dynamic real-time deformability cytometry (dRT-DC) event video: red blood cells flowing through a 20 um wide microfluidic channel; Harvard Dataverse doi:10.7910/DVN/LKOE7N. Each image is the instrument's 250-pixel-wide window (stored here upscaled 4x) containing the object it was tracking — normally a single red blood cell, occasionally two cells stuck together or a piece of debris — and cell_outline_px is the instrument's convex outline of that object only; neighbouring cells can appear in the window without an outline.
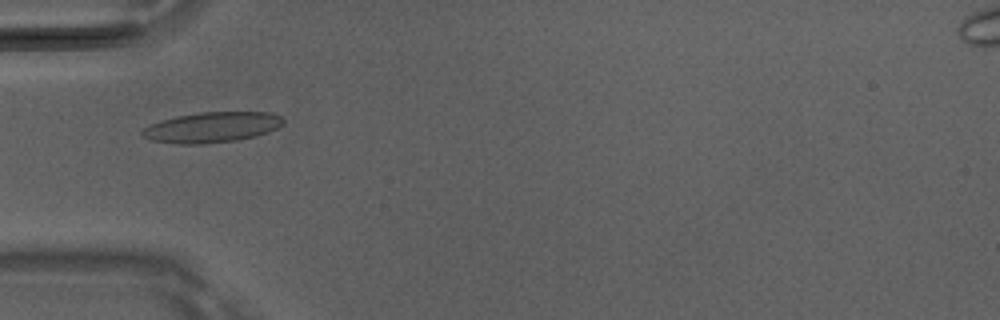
{"species": "Egyptian fruit bat (a non-hibernating species)", "species_latin": "Rousettus aegyptiacus", "temperature_condition": "room temperature", "stored_images_in_passage": 38, "camera_frame_rate_fps": 3000, "um_per_image_px": 0.085, "animal": {"sex": "male"}, "frame": {"image": 1, "passage_image": 5, "time_ms": 1.333, "image_size_px": [1000, 320], "cell_outline_px": [[284, 124], [268, 132], [256, 136], [236, 140], [204, 144], [176, 144], [152, 140], [144, 136], [140, 132], [148, 124], [176, 116], [200, 112], [268, 112], [280, 116], [284, 120]], "centroid_in_image_um": [18.0, 10.82], "position_along_channel_um": 67.0, "area_um2": 25.03}}
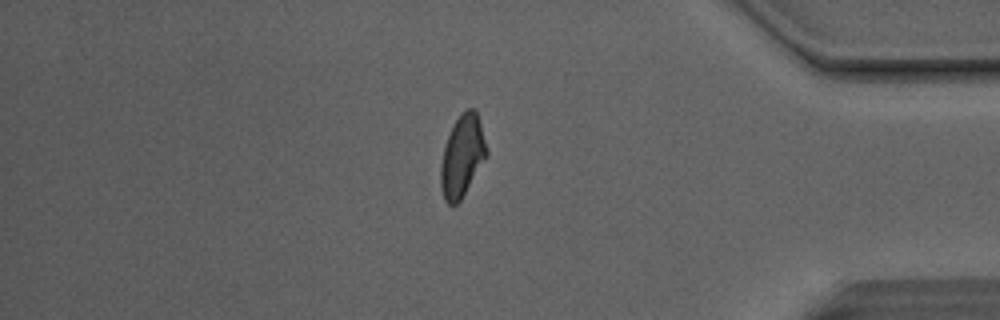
{"frame": {"image": 2, "passage_image": 31, "time_ms": 10.0, "image_size_px": [1000, 320], "cell_outline_px": [[488, 156], [460, 200], [456, 204], [448, 204], [444, 200], [440, 188], [440, 164], [444, 148], [448, 136], [460, 112], [468, 108], [472, 108], [476, 112], [480, 124], [488, 152]], "centroid_in_image_um": [39.28, 13.29], "position_along_channel_um": 395.9, "area_um2": 21.68}}
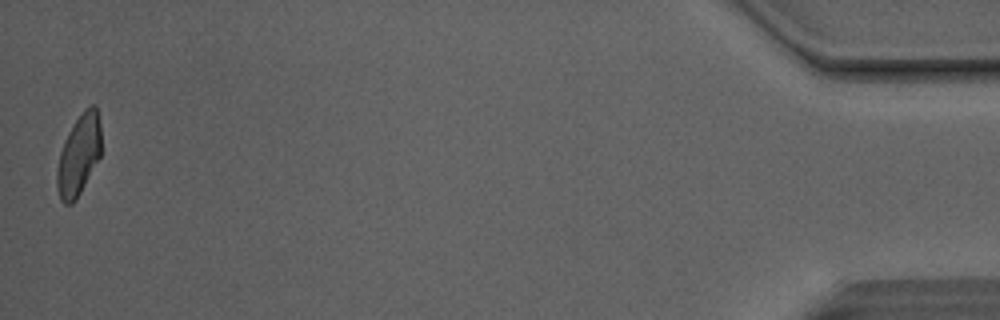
{"frame": {"image": 3, "passage_image": 38, "time_ms": 12.333, "image_size_px": [1000, 320], "cell_outline_px": [[100, 156], [76, 200], [72, 204], [64, 204], [60, 200], [56, 188], [56, 172], [60, 152], [64, 140], [68, 132], [84, 108], [92, 104], [96, 104], [100, 124]], "centroid_in_image_um": [6.68, 13.18], "position_along_channel_um": 428.5, "area_um2": 20.81}, "authors_computed_cell_mechanics": {"area_um2": 22.0218, "velocity_mm_per_s": 4.1431, "shape_relaxation_time_tau1_ms": 6.9339, "shape_relaxation_time_tau2_ms": 1.8485, "deformation_change_tau1": 0.1865, "deformation_change_tau2": 0.0996}}